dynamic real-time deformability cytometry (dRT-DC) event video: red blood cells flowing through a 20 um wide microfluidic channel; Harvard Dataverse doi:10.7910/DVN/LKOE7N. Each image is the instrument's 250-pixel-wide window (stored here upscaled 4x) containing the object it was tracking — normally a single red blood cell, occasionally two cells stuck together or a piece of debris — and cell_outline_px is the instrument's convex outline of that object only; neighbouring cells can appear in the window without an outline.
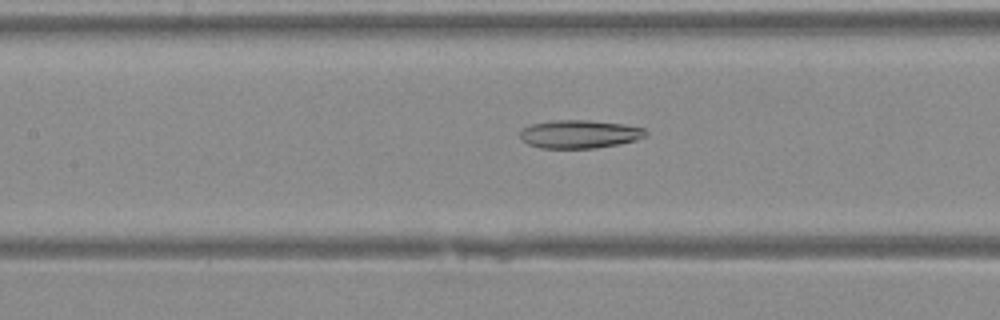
{"species": "Egyptian fruit bat (a non-hibernating species)", "species_latin": "Rousettus aegyptiacus", "temperature_condition": "warm", "stored_images_in_passage": 29, "camera_frame_rate_fps": 3000, "um_per_image_px": 0.085, "animal": {"sex": "female"}, "frame": {"image": 1, "passage_image": 7, "time_ms": 2.0, "image_size_px": [1000, 320], "cell_outline_px": [[648, 136], [636, 140], [620, 144], [596, 148], [540, 148], [528, 144], [520, 136], [520, 128], [532, 124], [552, 120], [592, 120], [624, 124], [644, 128], [648, 132]], "centroid_in_image_um": [49.29, 11.39], "position_along_channel_um": 158.1, "area_um2": 20.92}}
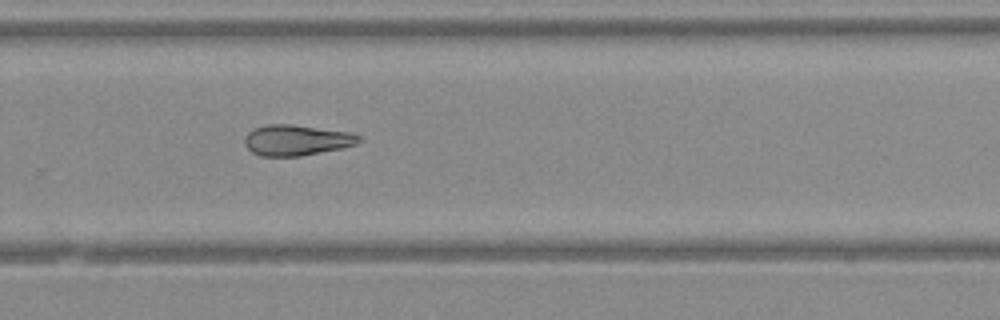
{"frame": {"image": 2, "passage_image": 16, "time_ms": 5.0, "image_size_px": [1000, 320], "cell_outline_px": [[364, 140], [356, 144], [344, 148], [300, 156], [260, 156], [252, 152], [244, 144], [244, 136], [252, 128], [268, 124], [288, 124], [352, 132], [360, 136]], "centroid_in_image_um": [25.22, 11.91], "position_along_channel_um": 304.6, "area_um2": 20.69}}
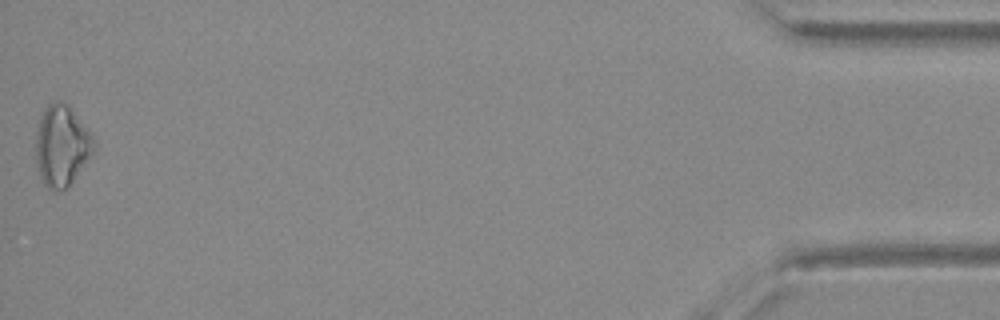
{"frame": {"image": 3, "passage_image": 29, "time_ms": 9.333, "image_size_px": [1000, 320], "cell_outline_px": [[96, 148], [72, 180], [64, 188], [48, 188], [44, 184], [40, 176], [36, 160], [36, 132], [44, 108], [48, 104], [56, 100], [60, 100], [68, 104], [92, 132], [96, 140]], "centroid_in_image_um": [5.27, 12.3], "position_along_channel_um": 429.9, "area_um2": 27.17}}